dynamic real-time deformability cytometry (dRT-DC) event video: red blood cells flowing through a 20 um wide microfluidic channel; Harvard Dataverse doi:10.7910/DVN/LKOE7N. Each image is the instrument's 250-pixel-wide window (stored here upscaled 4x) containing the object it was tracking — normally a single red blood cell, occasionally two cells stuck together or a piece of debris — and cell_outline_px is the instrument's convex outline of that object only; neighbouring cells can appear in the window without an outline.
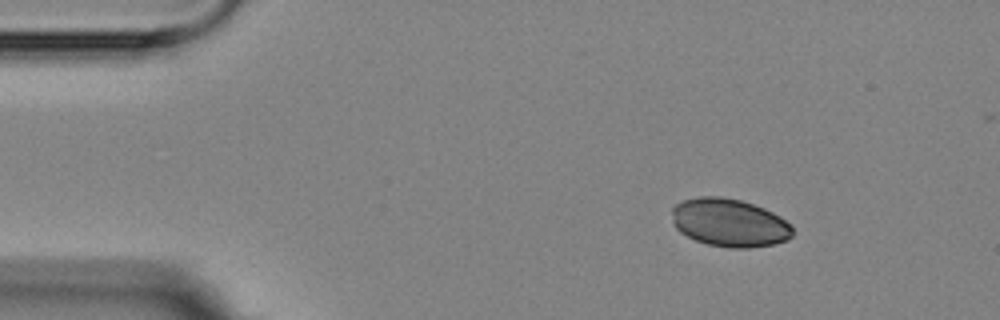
{"species": "Egyptian fruit bat (a non-hibernating species)", "species_latin": "Rousettus aegyptiacus", "temperature_condition": "room temperature", "stored_images_in_passage": 4, "camera_frame_rate_fps": 3000, "um_per_image_px": 0.085, "animal": {"sex": "female"}, "frame": {"image": 1, "passage_image": 1, "time_ms": 0.0, "image_size_px": [1000, 320], "cell_outline_px": [[792, 236], [788, 240], [772, 244], [748, 248], [732, 248], [708, 244], [696, 240], [680, 232], [672, 224], [672, 208], [680, 200], [700, 196], [720, 196], [740, 200], [764, 208], [780, 216], [792, 224]], "centroid_in_image_um": [61.99, 18.92], "position_along_channel_um": 23.0, "area_um2": 33.99}}